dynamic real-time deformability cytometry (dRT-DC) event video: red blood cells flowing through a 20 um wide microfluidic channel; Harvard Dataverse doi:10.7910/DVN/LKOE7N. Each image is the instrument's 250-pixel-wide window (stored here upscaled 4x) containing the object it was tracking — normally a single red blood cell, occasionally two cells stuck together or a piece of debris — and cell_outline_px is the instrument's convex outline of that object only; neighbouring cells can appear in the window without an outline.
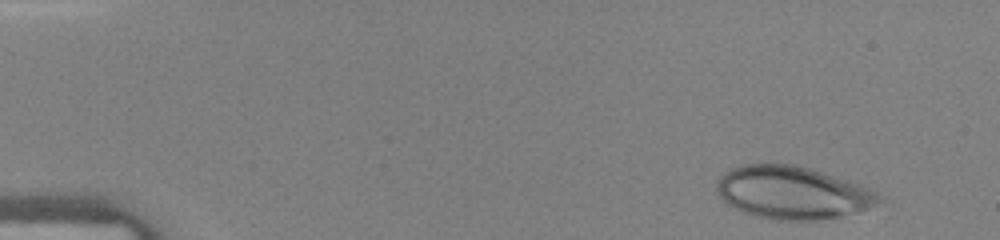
{"species": "human", "species_latin": "Homo sapiens", "temperature_condition": "warm", "stored_images_in_passage": 36, "camera_frame_rate_fps": 3000, "um_per_image_px": 0.085, "donor": {"sex": "female"}, "frame": {"image": 1, "passage_image": 1, "time_ms": 0.0, "image_size_px": [1000, 240], "cell_outline_px": [[892, 200], [856, 212], [840, 216], [816, 220], [776, 220], [756, 216], [744, 212], [728, 204], [716, 192], [716, 184], [720, 176], [732, 168], [744, 164], [796, 164], [848, 180], [860, 184]], "centroid_in_image_um": [67.42, 16.37], "position_along_channel_um": 17.6, "area_um2": 50.05}}
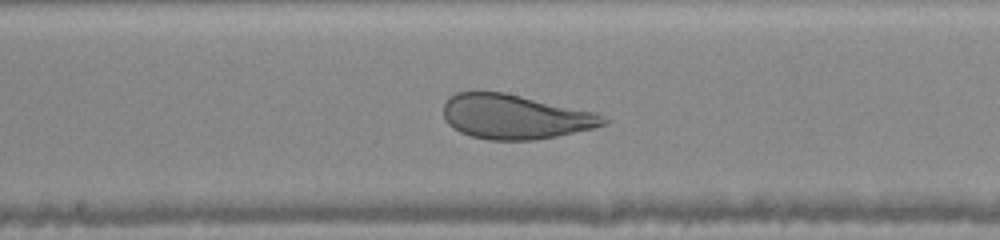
{"frame": {"image": 2, "passage_image": 21, "time_ms": 6.667, "image_size_px": [1000, 240], "cell_outline_px": [[608, 120], [604, 124], [592, 128], [556, 136], [532, 140], [488, 140], [472, 136], [460, 132], [452, 128], [444, 120], [444, 104], [448, 96], [456, 92], [504, 92], [596, 112], [604, 116]], "centroid_in_image_um": [43.73, 9.92], "position_along_channel_um": 204.5, "area_um2": 41.44}}
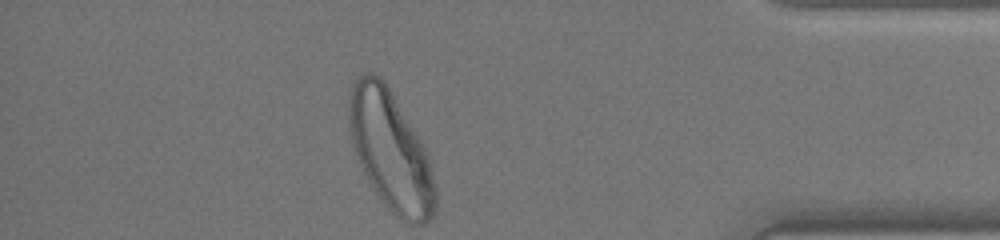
{"frame": {"image": 3, "passage_image": 36, "time_ms": 11.667, "image_size_px": [1000, 240], "cell_outline_px": [[436, 208], [432, 216], [424, 224], [412, 224], [396, 216], [380, 200], [368, 180], [356, 156], [352, 144], [348, 124], [348, 96], [352, 80], [364, 72], [368, 72], [380, 76], [384, 80], [424, 144], [428, 152], [436, 188]], "centroid_in_image_um": [33.19, 12.79], "position_along_channel_um": 402.0, "area_um2": 60.63}}